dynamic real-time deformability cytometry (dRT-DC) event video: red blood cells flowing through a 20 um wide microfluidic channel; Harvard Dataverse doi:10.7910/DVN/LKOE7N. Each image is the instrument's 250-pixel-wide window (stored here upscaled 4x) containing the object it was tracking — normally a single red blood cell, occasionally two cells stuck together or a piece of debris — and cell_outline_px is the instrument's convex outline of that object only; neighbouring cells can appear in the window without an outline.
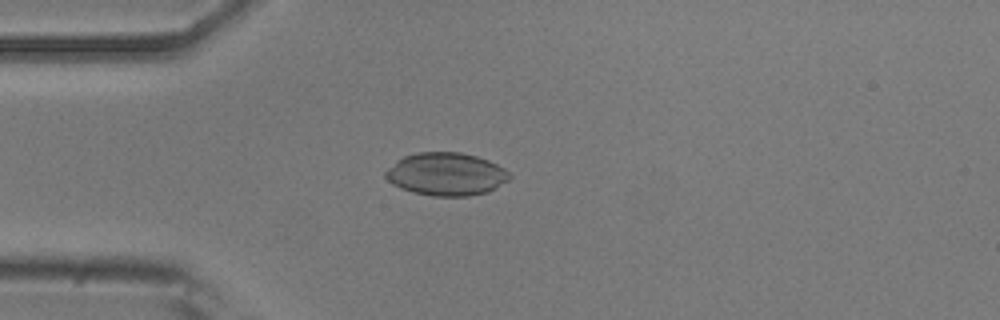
{"species": "common noctule bat (a hibernating species)", "species_latin": "Nyctalus noctula", "temperature_condition": "room temperature", "stored_images_in_passage": 54, "camera_frame_rate_fps": 3000, "um_per_image_px": 0.085, "animal": {"sex": "male", "body_mass_g": 20.5, "forearm_length_mm": 52.5}, "frame": {"image": 1, "passage_image": 14, "time_ms": 4.333, "image_size_px": [1000, 320], "cell_outline_px": [[512, 176], [508, 180], [496, 188], [488, 192], [468, 196], [432, 196], [412, 192], [400, 188], [392, 184], [384, 176], [384, 172], [396, 160], [404, 156], [416, 152], [460, 152], [476, 156], [488, 160], [504, 168]], "centroid_in_image_um": [37.91, 14.8], "position_along_channel_um": 47.1, "area_um2": 31.15}}
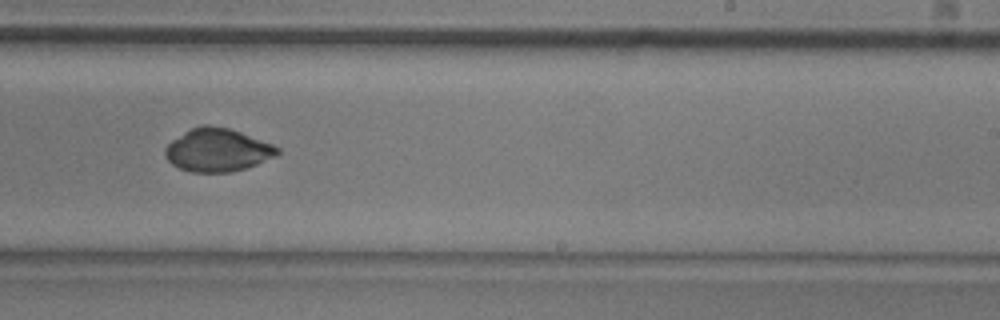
{"frame": {"image": 2, "passage_image": 33, "time_ms": 10.667, "image_size_px": [1000, 320], "cell_outline_px": [[280, 152], [276, 156], [256, 164], [232, 172], [192, 172], [180, 168], [172, 164], [164, 156], [164, 148], [172, 140], [184, 132], [192, 128], [204, 124], [208, 124], [228, 128], [240, 132], [272, 144], [280, 148]], "centroid_in_image_um": [18.47, 12.75], "position_along_channel_um": 270.5, "area_um2": 28.03}}
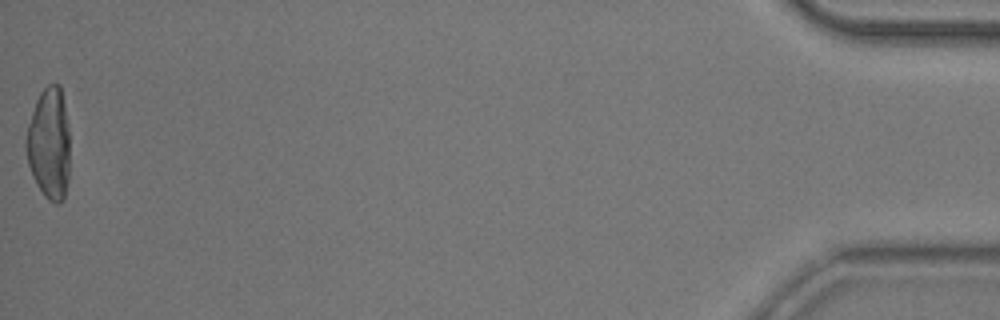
{"frame": {"image": 3, "passage_image": 54, "time_ms": 17.667, "image_size_px": [1000, 320], "cell_outline_px": [[68, 180], [64, 196], [60, 204], [56, 204], [48, 200], [44, 196], [36, 184], [32, 176], [28, 164], [24, 148], [24, 140], [28, 124], [36, 100], [40, 92], [48, 84], [60, 84], [64, 104], [68, 128]], "centroid_in_image_um": [4.14, 12.23], "position_along_channel_um": 431.1, "area_um2": 28.61}, "authors_computed_cell_mechanics": {"area_um2": 28.6688, "velocity_mm_per_s": 3.7184, "shape_relaxation_time_tau1_ms": 8.2443, "shape_relaxation_time_tau2_ms": 1.387, "deformation_change_tau1": 0.1646, "deformation_change_tau2": 0.0291}}